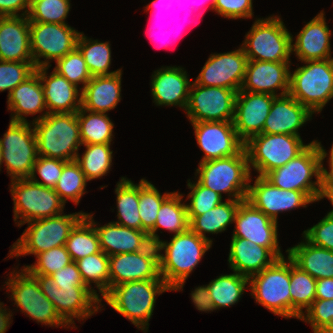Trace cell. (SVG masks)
Wrapping results in <instances>:
<instances>
[{
	"mask_svg": "<svg viewBox=\"0 0 333 333\" xmlns=\"http://www.w3.org/2000/svg\"><path fill=\"white\" fill-rule=\"evenodd\" d=\"M87 182L88 180L79 164L75 160L68 161L63 166L62 174L54 190L65 204L67 200H70L78 205L81 197L87 193L85 190Z\"/></svg>",
	"mask_w": 333,
	"mask_h": 333,
	"instance_id": "cell-45",
	"label": "cell"
},
{
	"mask_svg": "<svg viewBox=\"0 0 333 333\" xmlns=\"http://www.w3.org/2000/svg\"><path fill=\"white\" fill-rule=\"evenodd\" d=\"M168 1V2H167ZM175 2V5L177 6V2L176 0H152L149 4L146 5V7L144 8V10L147 12L149 10H152V17L153 16H158V13L160 11H158L160 8H165L164 10H169L173 5V3ZM160 7V8H159ZM159 8V9H158ZM161 10V9H160ZM158 11V12H157ZM162 11V10H161ZM156 13V14H155ZM171 14V13H170ZM168 15V14H167ZM159 17V16H158Z\"/></svg>",
	"mask_w": 333,
	"mask_h": 333,
	"instance_id": "cell-60",
	"label": "cell"
},
{
	"mask_svg": "<svg viewBox=\"0 0 333 333\" xmlns=\"http://www.w3.org/2000/svg\"><path fill=\"white\" fill-rule=\"evenodd\" d=\"M12 314L13 313L10 311V308L7 309L4 306V303L0 302V333H5L10 324H12Z\"/></svg>",
	"mask_w": 333,
	"mask_h": 333,
	"instance_id": "cell-61",
	"label": "cell"
},
{
	"mask_svg": "<svg viewBox=\"0 0 333 333\" xmlns=\"http://www.w3.org/2000/svg\"><path fill=\"white\" fill-rule=\"evenodd\" d=\"M171 291L163 279L126 282L112 287L102 298L139 330L148 332L156 297Z\"/></svg>",
	"mask_w": 333,
	"mask_h": 333,
	"instance_id": "cell-2",
	"label": "cell"
},
{
	"mask_svg": "<svg viewBox=\"0 0 333 333\" xmlns=\"http://www.w3.org/2000/svg\"><path fill=\"white\" fill-rule=\"evenodd\" d=\"M85 216V212L60 214L27 222L28 227L9 250V258L34 255L66 245L71 230Z\"/></svg>",
	"mask_w": 333,
	"mask_h": 333,
	"instance_id": "cell-6",
	"label": "cell"
},
{
	"mask_svg": "<svg viewBox=\"0 0 333 333\" xmlns=\"http://www.w3.org/2000/svg\"><path fill=\"white\" fill-rule=\"evenodd\" d=\"M323 160L321 142L317 140L296 158L264 177L280 189L304 192L313 202H317L323 191ZM313 177L316 181L311 180Z\"/></svg>",
	"mask_w": 333,
	"mask_h": 333,
	"instance_id": "cell-3",
	"label": "cell"
},
{
	"mask_svg": "<svg viewBox=\"0 0 333 333\" xmlns=\"http://www.w3.org/2000/svg\"><path fill=\"white\" fill-rule=\"evenodd\" d=\"M93 215L85 213V217L94 225L98 233L101 250L108 256L142 251L152 243L145 231L124 227L114 222L98 227Z\"/></svg>",
	"mask_w": 333,
	"mask_h": 333,
	"instance_id": "cell-30",
	"label": "cell"
},
{
	"mask_svg": "<svg viewBox=\"0 0 333 333\" xmlns=\"http://www.w3.org/2000/svg\"><path fill=\"white\" fill-rule=\"evenodd\" d=\"M118 221H113L128 228L141 230L139 216V183L121 177L115 188Z\"/></svg>",
	"mask_w": 333,
	"mask_h": 333,
	"instance_id": "cell-36",
	"label": "cell"
},
{
	"mask_svg": "<svg viewBox=\"0 0 333 333\" xmlns=\"http://www.w3.org/2000/svg\"><path fill=\"white\" fill-rule=\"evenodd\" d=\"M204 156L200 162L240 154L245 143L239 138L233 122H190Z\"/></svg>",
	"mask_w": 333,
	"mask_h": 333,
	"instance_id": "cell-21",
	"label": "cell"
},
{
	"mask_svg": "<svg viewBox=\"0 0 333 333\" xmlns=\"http://www.w3.org/2000/svg\"><path fill=\"white\" fill-rule=\"evenodd\" d=\"M315 299H333V278L318 279Z\"/></svg>",
	"mask_w": 333,
	"mask_h": 333,
	"instance_id": "cell-59",
	"label": "cell"
},
{
	"mask_svg": "<svg viewBox=\"0 0 333 333\" xmlns=\"http://www.w3.org/2000/svg\"><path fill=\"white\" fill-rule=\"evenodd\" d=\"M304 144L301 136L287 134H258L245 143L250 171H257L258 176L287 164L301 154L311 143Z\"/></svg>",
	"mask_w": 333,
	"mask_h": 333,
	"instance_id": "cell-9",
	"label": "cell"
},
{
	"mask_svg": "<svg viewBox=\"0 0 333 333\" xmlns=\"http://www.w3.org/2000/svg\"><path fill=\"white\" fill-rule=\"evenodd\" d=\"M38 156L74 161L82 145L76 113L47 114L32 122Z\"/></svg>",
	"mask_w": 333,
	"mask_h": 333,
	"instance_id": "cell-4",
	"label": "cell"
},
{
	"mask_svg": "<svg viewBox=\"0 0 333 333\" xmlns=\"http://www.w3.org/2000/svg\"><path fill=\"white\" fill-rule=\"evenodd\" d=\"M292 34L279 16L256 18L241 44L248 60L291 62Z\"/></svg>",
	"mask_w": 333,
	"mask_h": 333,
	"instance_id": "cell-8",
	"label": "cell"
},
{
	"mask_svg": "<svg viewBox=\"0 0 333 333\" xmlns=\"http://www.w3.org/2000/svg\"><path fill=\"white\" fill-rule=\"evenodd\" d=\"M35 257L33 265L23 266L31 275L49 276L73 262L65 245L43 251Z\"/></svg>",
	"mask_w": 333,
	"mask_h": 333,
	"instance_id": "cell-49",
	"label": "cell"
},
{
	"mask_svg": "<svg viewBox=\"0 0 333 333\" xmlns=\"http://www.w3.org/2000/svg\"><path fill=\"white\" fill-rule=\"evenodd\" d=\"M235 90L191 83L185 110L190 122L234 120Z\"/></svg>",
	"mask_w": 333,
	"mask_h": 333,
	"instance_id": "cell-16",
	"label": "cell"
},
{
	"mask_svg": "<svg viewBox=\"0 0 333 333\" xmlns=\"http://www.w3.org/2000/svg\"><path fill=\"white\" fill-rule=\"evenodd\" d=\"M76 115L82 144H111L114 124L107 113L80 108Z\"/></svg>",
	"mask_w": 333,
	"mask_h": 333,
	"instance_id": "cell-37",
	"label": "cell"
},
{
	"mask_svg": "<svg viewBox=\"0 0 333 333\" xmlns=\"http://www.w3.org/2000/svg\"><path fill=\"white\" fill-rule=\"evenodd\" d=\"M316 282L290 259L291 318L299 319L315 300Z\"/></svg>",
	"mask_w": 333,
	"mask_h": 333,
	"instance_id": "cell-39",
	"label": "cell"
},
{
	"mask_svg": "<svg viewBox=\"0 0 333 333\" xmlns=\"http://www.w3.org/2000/svg\"><path fill=\"white\" fill-rule=\"evenodd\" d=\"M110 47L109 41L100 42L97 39H88L83 32H80L77 39V48L82 53L92 77L112 75L122 70L109 71L112 63Z\"/></svg>",
	"mask_w": 333,
	"mask_h": 333,
	"instance_id": "cell-41",
	"label": "cell"
},
{
	"mask_svg": "<svg viewBox=\"0 0 333 333\" xmlns=\"http://www.w3.org/2000/svg\"><path fill=\"white\" fill-rule=\"evenodd\" d=\"M321 150L323 154V159L326 157H329L328 163H329V171L323 167V190H332L333 191V144L331 146V149L329 151V154L327 153L326 149L321 145ZM329 155V156H327Z\"/></svg>",
	"mask_w": 333,
	"mask_h": 333,
	"instance_id": "cell-58",
	"label": "cell"
},
{
	"mask_svg": "<svg viewBox=\"0 0 333 333\" xmlns=\"http://www.w3.org/2000/svg\"><path fill=\"white\" fill-rule=\"evenodd\" d=\"M251 180L250 177L246 200L276 222L279 213L314 203L304 192L280 189L264 176L257 175L253 185Z\"/></svg>",
	"mask_w": 333,
	"mask_h": 333,
	"instance_id": "cell-17",
	"label": "cell"
},
{
	"mask_svg": "<svg viewBox=\"0 0 333 333\" xmlns=\"http://www.w3.org/2000/svg\"><path fill=\"white\" fill-rule=\"evenodd\" d=\"M328 198L330 200L331 205L333 206V191L332 190H323L320 196V200ZM327 214H329L331 217H333V209L329 211Z\"/></svg>",
	"mask_w": 333,
	"mask_h": 333,
	"instance_id": "cell-63",
	"label": "cell"
},
{
	"mask_svg": "<svg viewBox=\"0 0 333 333\" xmlns=\"http://www.w3.org/2000/svg\"><path fill=\"white\" fill-rule=\"evenodd\" d=\"M49 276L58 284L59 288L87 287L83 282L76 262H71Z\"/></svg>",
	"mask_w": 333,
	"mask_h": 333,
	"instance_id": "cell-55",
	"label": "cell"
},
{
	"mask_svg": "<svg viewBox=\"0 0 333 333\" xmlns=\"http://www.w3.org/2000/svg\"><path fill=\"white\" fill-rule=\"evenodd\" d=\"M30 122L10 121L3 138H0L1 165L13 179L29 178L38 158L37 140Z\"/></svg>",
	"mask_w": 333,
	"mask_h": 333,
	"instance_id": "cell-13",
	"label": "cell"
},
{
	"mask_svg": "<svg viewBox=\"0 0 333 333\" xmlns=\"http://www.w3.org/2000/svg\"><path fill=\"white\" fill-rule=\"evenodd\" d=\"M290 65V62L248 60L240 91L266 93L274 96L288 94ZM279 90L281 92L278 94Z\"/></svg>",
	"mask_w": 333,
	"mask_h": 333,
	"instance_id": "cell-23",
	"label": "cell"
},
{
	"mask_svg": "<svg viewBox=\"0 0 333 333\" xmlns=\"http://www.w3.org/2000/svg\"><path fill=\"white\" fill-rule=\"evenodd\" d=\"M210 1V3H207V2H209ZM215 1L216 0H202L201 2H200V4H201V8H203V7H205L206 6V8L208 7V5H209V8L211 9V10H213V11H215ZM198 3V2H197ZM196 3V1H193V10H195L196 9V5L195 4H197ZM199 4V3H198ZM205 4H207V5H205ZM197 6H200V5H197Z\"/></svg>",
	"mask_w": 333,
	"mask_h": 333,
	"instance_id": "cell-64",
	"label": "cell"
},
{
	"mask_svg": "<svg viewBox=\"0 0 333 333\" xmlns=\"http://www.w3.org/2000/svg\"><path fill=\"white\" fill-rule=\"evenodd\" d=\"M200 10H202L203 9V11L201 12V11H199V13H198V19H199V21L198 22H200V18L201 17H203V14H204V12H205V10L207 9L206 7H203V8H199ZM186 12V14L188 13L189 15L191 14V15H193V11H190V13L189 12H187V11H184V13ZM187 14V15H188ZM185 15V14H184ZM186 15V16H187ZM159 18V17H158ZM195 22V21H194ZM198 22H197V24H198ZM182 26H184V25H182ZM195 26V25H194ZM183 28V27H182ZM152 29V27L151 28H149V30H147V35L149 36V35H151L150 37L152 38V37H154V33H152L153 31L151 30ZM159 29V30H158ZM156 30H158V31H160V28H158L157 27V29ZM171 31V30H170ZM169 33V31H167V30H165L163 33H160V35H162V37H164L165 36V34H168ZM170 33H173V34H175L176 35V33L178 34V32L177 31H173V32H170ZM169 33V34H170ZM171 35V34H170ZM169 35V36H170ZM174 36V35H173ZM178 36V35H177ZM180 37H182L183 36V34L182 35H179ZM149 37V38H150ZM168 38V37H167ZM167 38L166 39H164V41H161L162 43V45H161V47H163V48H167L168 47V45L170 44V43H172L170 40L169 41H167V43H165V41L167 40ZM155 39H157V37L155 38ZM170 39V38H169ZM152 39H150V41H151ZM162 40V39H161ZM175 43V42H174ZM154 44H155V42H154ZM159 48V47H158Z\"/></svg>",
	"mask_w": 333,
	"mask_h": 333,
	"instance_id": "cell-62",
	"label": "cell"
},
{
	"mask_svg": "<svg viewBox=\"0 0 333 333\" xmlns=\"http://www.w3.org/2000/svg\"><path fill=\"white\" fill-rule=\"evenodd\" d=\"M299 319L310 324L313 333H332L333 299H315Z\"/></svg>",
	"mask_w": 333,
	"mask_h": 333,
	"instance_id": "cell-50",
	"label": "cell"
},
{
	"mask_svg": "<svg viewBox=\"0 0 333 333\" xmlns=\"http://www.w3.org/2000/svg\"><path fill=\"white\" fill-rule=\"evenodd\" d=\"M286 252L296 266L314 279L333 278V251L311 244L304 237Z\"/></svg>",
	"mask_w": 333,
	"mask_h": 333,
	"instance_id": "cell-33",
	"label": "cell"
},
{
	"mask_svg": "<svg viewBox=\"0 0 333 333\" xmlns=\"http://www.w3.org/2000/svg\"><path fill=\"white\" fill-rule=\"evenodd\" d=\"M84 284L99 298L110 290L109 256L102 250L76 261ZM91 283H95L94 290Z\"/></svg>",
	"mask_w": 333,
	"mask_h": 333,
	"instance_id": "cell-40",
	"label": "cell"
},
{
	"mask_svg": "<svg viewBox=\"0 0 333 333\" xmlns=\"http://www.w3.org/2000/svg\"><path fill=\"white\" fill-rule=\"evenodd\" d=\"M275 97L266 93L237 92L233 124L239 138L244 143L251 137L262 134L265 120Z\"/></svg>",
	"mask_w": 333,
	"mask_h": 333,
	"instance_id": "cell-22",
	"label": "cell"
},
{
	"mask_svg": "<svg viewBox=\"0 0 333 333\" xmlns=\"http://www.w3.org/2000/svg\"><path fill=\"white\" fill-rule=\"evenodd\" d=\"M244 200H228L215 206L200 216H195L189 222V228L201 238L213 243L206 233L218 234L225 231L228 225L234 223L239 204Z\"/></svg>",
	"mask_w": 333,
	"mask_h": 333,
	"instance_id": "cell-35",
	"label": "cell"
},
{
	"mask_svg": "<svg viewBox=\"0 0 333 333\" xmlns=\"http://www.w3.org/2000/svg\"><path fill=\"white\" fill-rule=\"evenodd\" d=\"M65 246L73 262L101 251L98 233L85 216L71 230Z\"/></svg>",
	"mask_w": 333,
	"mask_h": 333,
	"instance_id": "cell-42",
	"label": "cell"
},
{
	"mask_svg": "<svg viewBox=\"0 0 333 333\" xmlns=\"http://www.w3.org/2000/svg\"><path fill=\"white\" fill-rule=\"evenodd\" d=\"M79 34L68 24L30 22L31 54L35 67H51L52 60L56 62L73 51Z\"/></svg>",
	"mask_w": 333,
	"mask_h": 333,
	"instance_id": "cell-15",
	"label": "cell"
},
{
	"mask_svg": "<svg viewBox=\"0 0 333 333\" xmlns=\"http://www.w3.org/2000/svg\"><path fill=\"white\" fill-rule=\"evenodd\" d=\"M249 278L233 271L211 280L207 287L215 309L230 307L239 302L245 289H248ZM247 286V287H246Z\"/></svg>",
	"mask_w": 333,
	"mask_h": 333,
	"instance_id": "cell-38",
	"label": "cell"
},
{
	"mask_svg": "<svg viewBox=\"0 0 333 333\" xmlns=\"http://www.w3.org/2000/svg\"><path fill=\"white\" fill-rule=\"evenodd\" d=\"M7 104V109L11 111L10 121L28 122V115L44 111L31 121L36 122L48 114L41 79L36 71L7 95Z\"/></svg>",
	"mask_w": 333,
	"mask_h": 333,
	"instance_id": "cell-29",
	"label": "cell"
},
{
	"mask_svg": "<svg viewBox=\"0 0 333 333\" xmlns=\"http://www.w3.org/2000/svg\"><path fill=\"white\" fill-rule=\"evenodd\" d=\"M122 72L92 77L82 89L81 108L99 113L116 108L122 97Z\"/></svg>",
	"mask_w": 333,
	"mask_h": 333,
	"instance_id": "cell-31",
	"label": "cell"
},
{
	"mask_svg": "<svg viewBox=\"0 0 333 333\" xmlns=\"http://www.w3.org/2000/svg\"><path fill=\"white\" fill-rule=\"evenodd\" d=\"M322 10L297 34L295 43L292 35V53L299 61H315L333 58L331 56L330 31Z\"/></svg>",
	"mask_w": 333,
	"mask_h": 333,
	"instance_id": "cell-25",
	"label": "cell"
},
{
	"mask_svg": "<svg viewBox=\"0 0 333 333\" xmlns=\"http://www.w3.org/2000/svg\"><path fill=\"white\" fill-rule=\"evenodd\" d=\"M234 223L232 237H241L268 248L278 259L284 257L279 247L278 222L253 207L247 200L239 204Z\"/></svg>",
	"mask_w": 333,
	"mask_h": 333,
	"instance_id": "cell-20",
	"label": "cell"
},
{
	"mask_svg": "<svg viewBox=\"0 0 333 333\" xmlns=\"http://www.w3.org/2000/svg\"><path fill=\"white\" fill-rule=\"evenodd\" d=\"M36 70L34 62H14L0 60V92L8 95L21 82L29 78Z\"/></svg>",
	"mask_w": 333,
	"mask_h": 333,
	"instance_id": "cell-51",
	"label": "cell"
},
{
	"mask_svg": "<svg viewBox=\"0 0 333 333\" xmlns=\"http://www.w3.org/2000/svg\"><path fill=\"white\" fill-rule=\"evenodd\" d=\"M183 1H189V0H183ZM176 2H177V8L176 9H178V8H180V7H184L185 6V3L183 2V3H181V0H176ZM192 4H193V1L191 2ZM191 4V6L189 7L188 5H187V7H189L190 8V10H187V12L189 11H194L193 10V5Z\"/></svg>",
	"mask_w": 333,
	"mask_h": 333,
	"instance_id": "cell-65",
	"label": "cell"
},
{
	"mask_svg": "<svg viewBox=\"0 0 333 333\" xmlns=\"http://www.w3.org/2000/svg\"><path fill=\"white\" fill-rule=\"evenodd\" d=\"M70 8V0H30L27 17L30 22L67 24Z\"/></svg>",
	"mask_w": 333,
	"mask_h": 333,
	"instance_id": "cell-46",
	"label": "cell"
},
{
	"mask_svg": "<svg viewBox=\"0 0 333 333\" xmlns=\"http://www.w3.org/2000/svg\"><path fill=\"white\" fill-rule=\"evenodd\" d=\"M45 296L53 303L56 312L72 329H76L74 318L86 320L101 307L102 298H99L88 287L59 288L58 284L50 276L33 275Z\"/></svg>",
	"mask_w": 333,
	"mask_h": 333,
	"instance_id": "cell-14",
	"label": "cell"
},
{
	"mask_svg": "<svg viewBox=\"0 0 333 333\" xmlns=\"http://www.w3.org/2000/svg\"><path fill=\"white\" fill-rule=\"evenodd\" d=\"M278 258L268 249L241 237H232L228 264L232 271L250 278Z\"/></svg>",
	"mask_w": 333,
	"mask_h": 333,
	"instance_id": "cell-32",
	"label": "cell"
},
{
	"mask_svg": "<svg viewBox=\"0 0 333 333\" xmlns=\"http://www.w3.org/2000/svg\"><path fill=\"white\" fill-rule=\"evenodd\" d=\"M172 192H165L163 195L158 189L145 178L139 181V216L141 219V231L149 233L155 225L157 212L162 202Z\"/></svg>",
	"mask_w": 333,
	"mask_h": 333,
	"instance_id": "cell-44",
	"label": "cell"
},
{
	"mask_svg": "<svg viewBox=\"0 0 333 333\" xmlns=\"http://www.w3.org/2000/svg\"><path fill=\"white\" fill-rule=\"evenodd\" d=\"M287 258L277 259L271 266L252 275L249 278V289L256 303L274 315L290 319V258Z\"/></svg>",
	"mask_w": 333,
	"mask_h": 333,
	"instance_id": "cell-10",
	"label": "cell"
},
{
	"mask_svg": "<svg viewBox=\"0 0 333 333\" xmlns=\"http://www.w3.org/2000/svg\"><path fill=\"white\" fill-rule=\"evenodd\" d=\"M55 65L53 70L65 77L70 83L76 85L80 90H82L92 78L84 57L77 47L57 60ZM81 83L82 88L79 86Z\"/></svg>",
	"mask_w": 333,
	"mask_h": 333,
	"instance_id": "cell-47",
	"label": "cell"
},
{
	"mask_svg": "<svg viewBox=\"0 0 333 333\" xmlns=\"http://www.w3.org/2000/svg\"><path fill=\"white\" fill-rule=\"evenodd\" d=\"M110 289L126 282L162 279L159 251L151 243L145 250L109 256Z\"/></svg>",
	"mask_w": 333,
	"mask_h": 333,
	"instance_id": "cell-18",
	"label": "cell"
},
{
	"mask_svg": "<svg viewBox=\"0 0 333 333\" xmlns=\"http://www.w3.org/2000/svg\"><path fill=\"white\" fill-rule=\"evenodd\" d=\"M1 145H0V171H1Z\"/></svg>",
	"mask_w": 333,
	"mask_h": 333,
	"instance_id": "cell-66",
	"label": "cell"
},
{
	"mask_svg": "<svg viewBox=\"0 0 333 333\" xmlns=\"http://www.w3.org/2000/svg\"><path fill=\"white\" fill-rule=\"evenodd\" d=\"M197 175L203 186L221 196L226 193L228 200H246L251 171L245 149L238 155L199 162Z\"/></svg>",
	"mask_w": 333,
	"mask_h": 333,
	"instance_id": "cell-5",
	"label": "cell"
},
{
	"mask_svg": "<svg viewBox=\"0 0 333 333\" xmlns=\"http://www.w3.org/2000/svg\"><path fill=\"white\" fill-rule=\"evenodd\" d=\"M49 67H38L48 114L76 113L81 108L82 90ZM79 89V90H78Z\"/></svg>",
	"mask_w": 333,
	"mask_h": 333,
	"instance_id": "cell-28",
	"label": "cell"
},
{
	"mask_svg": "<svg viewBox=\"0 0 333 333\" xmlns=\"http://www.w3.org/2000/svg\"><path fill=\"white\" fill-rule=\"evenodd\" d=\"M191 299L195 308L199 311L211 312L216 310L207 285L198 286L191 291Z\"/></svg>",
	"mask_w": 333,
	"mask_h": 333,
	"instance_id": "cell-57",
	"label": "cell"
},
{
	"mask_svg": "<svg viewBox=\"0 0 333 333\" xmlns=\"http://www.w3.org/2000/svg\"><path fill=\"white\" fill-rule=\"evenodd\" d=\"M253 0H216L215 12L227 19L253 18Z\"/></svg>",
	"mask_w": 333,
	"mask_h": 333,
	"instance_id": "cell-54",
	"label": "cell"
},
{
	"mask_svg": "<svg viewBox=\"0 0 333 333\" xmlns=\"http://www.w3.org/2000/svg\"><path fill=\"white\" fill-rule=\"evenodd\" d=\"M313 113L289 93L273 99L262 133L300 136L299 128L312 119Z\"/></svg>",
	"mask_w": 333,
	"mask_h": 333,
	"instance_id": "cell-26",
	"label": "cell"
},
{
	"mask_svg": "<svg viewBox=\"0 0 333 333\" xmlns=\"http://www.w3.org/2000/svg\"><path fill=\"white\" fill-rule=\"evenodd\" d=\"M8 275L6 291L11 292V299L20 312L46 326L72 328L59 316L53 303L41 291L37 279L25 268L18 272L15 269Z\"/></svg>",
	"mask_w": 333,
	"mask_h": 333,
	"instance_id": "cell-12",
	"label": "cell"
},
{
	"mask_svg": "<svg viewBox=\"0 0 333 333\" xmlns=\"http://www.w3.org/2000/svg\"><path fill=\"white\" fill-rule=\"evenodd\" d=\"M0 60L34 62L27 16L0 17Z\"/></svg>",
	"mask_w": 333,
	"mask_h": 333,
	"instance_id": "cell-27",
	"label": "cell"
},
{
	"mask_svg": "<svg viewBox=\"0 0 333 333\" xmlns=\"http://www.w3.org/2000/svg\"><path fill=\"white\" fill-rule=\"evenodd\" d=\"M247 62L248 58L241 46L234 51L210 54L194 81L202 86L223 87L239 92Z\"/></svg>",
	"mask_w": 333,
	"mask_h": 333,
	"instance_id": "cell-19",
	"label": "cell"
},
{
	"mask_svg": "<svg viewBox=\"0 0 333 333\" xmlns=\"http://www.w3.org/2000/svg\"><path fill=\"white\" fill-rule=\"evenodd\" d=\"M183 67L165 66L155 70L151 79L153 103L157 106H178L186 110L191 81Z\"/></svg>",
	"mask_w": 333,
	"mask_h": 333,
	"instance_id": "cell-24",
	"label": "cell"
},
{
	"mask_svg": "<svg viewBox=\"0 0 333 333\" xmlns=\"http://www.w3.org/2000/svg\"><path fill=\"white\" fill-rule=\"evenodd\" d=\"M187 186L191 190L186 198L190 201L189 204H186L189 222L195 216H200L223 202V196L206 188L197 179L195 182H191L189 179Z\"/></svg>",
	"mask_w": 333,
	"mask_h": 333,
	"instance_id": "cell-48",
	"label": "cell"
},
{
	"mask_svg": "<svg viewBox=\"0 0 333 333\" xmlns=\"http://www.w3.org/2000/svg\"><path fill=\"white\" fill-rule=\"evenodd\" d=\"M85 152L76 156L75 161L79 164L88 181L98 179L109 173L112 167L113 150L111 144H82ZM82 157V158H81Z\"/></svg>",
	"mask_w": 333,
	"mask_h": 333,
	"instance_id": "cell-43",
	"label": "cell"
},
{
	"mask_svg": "<svg viewBox=\"0 0 333 333\" xmlns=\"http://www.w3.org/2000/svg\"><path fill=\"white\" fill-rule=\"evenodd\" d=\"M29 8L30 0H0V17L27 16Z\"/></svg>",
	"mask_w": 333,
	"mask_h": 333,
	"instance_id": "cell-56",
	"label": "cell"
},
{
	"mask_svg": "<svg viewBox=\"0 0 333 333\" xmlns=\"http://www.w3.org/2000/svg\"><path fill=\"white\" fill-rule=\"evenodd\" d=\"M157 247L161 278L171 291H181L189 274L195 270L212 244L189 228L173 235L170 242L160 240ZM162 250L165 254H161Z\"/></svg>",
	"mask_w": 333,
	"mask_h": 333,
	"instance_id": "cell-1",
	"label": "cell"
},
{
	"mask_svg": "<svg viewBox=\"0 0 333 333\" xmlns=\"http://www.w3.org/2000/svg\"><path fill=\"white\" fill-rule=\"evenodd\" d=\"M66 163L67 161L61 159L38 156L29 178L33 182L45 187L54 188L57 185L63 171V166ZM36 174L40 176L42 181L37 179Z\"/></svg>",
	"mask_w": 333,
	"mask_h": 333,
	"instance_id": "cell-52",
	"label": "cell"
},
{
	"mask_svg": "<svg viewBox=\"0 0 333 333\" xmlns=\"http://www.w3.org/2000/svg\"><path fill=\"white\" fill-rule=\"evenodd\" d=\"M181 201L183 202V195L174 191L162 202L157 212L154 228L148 233L153 244H157L161 240L157 234L160 228L166 229L174 235L189 229L186 203Z\"/></svg>",
	"mask_w": 333,
	"mask_h": 333,
	"instance_id": "cell-34",
	"label": "cell"
},
{
	"mask_svg": "<svg viewBox=\"0 0 333 333\" xmlns=\"http://www.w3.org/2000/svg\"><path fill=\"white\" fill-rule=\"evenodd\" d=\"M311 244L333 251V217L325 215L316 225L303 231Z\"/></svg>",
	"mask_w": 333,
	"mask_h": 333,
	"instance_id": "cell-53",
	"label": "cell"
},
{
	"mask_svg": "<svg viewBox=\"0 0 333 333\" xmlns=\"http://www.w3.org/2000/svg\"><path fill=\"white\" fill-rule=\"evenodd\" d=\"M10 186L14 204V222L18 223V227L33 220L64 213L65 203L54 188L40 185L30 178L13 179Z\"/></svg>",
	"mask_w": 333,
	"mask_h": 333,
	"instance_id": "cell-11",
	"label": "cell"
},
{
	"mask_svg": "<svg viewBox=\"0 0 333 333\" xmlns=\"http://www.w3.org/2000/svg\"><path fill=\"white\" fill-rule=\"evenodd\" d=\"M303 63L290 72L289 94L318 114L333 98V58Z\"/></svg>",
	"mask_w": 333,
	"mask_h": 333,
	"instance_id": "cell-7",
	"label": "cell"
}]
</instances>
